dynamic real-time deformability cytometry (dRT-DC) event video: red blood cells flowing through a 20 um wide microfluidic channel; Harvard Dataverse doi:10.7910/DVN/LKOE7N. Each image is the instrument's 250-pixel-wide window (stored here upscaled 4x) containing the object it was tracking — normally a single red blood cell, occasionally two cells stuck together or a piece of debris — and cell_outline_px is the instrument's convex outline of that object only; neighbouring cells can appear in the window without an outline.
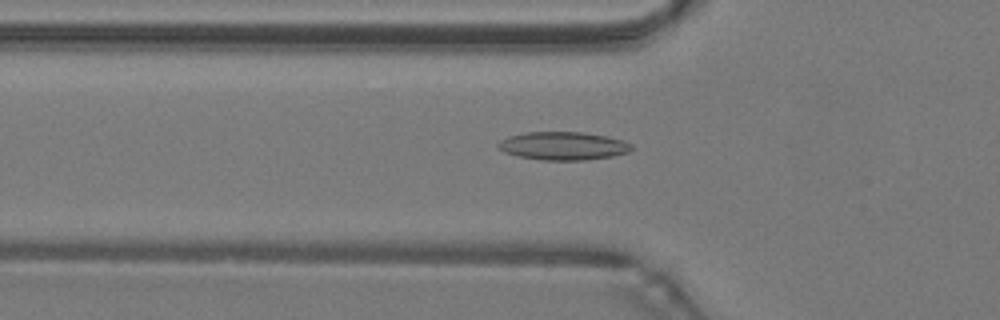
{"species": "common noctule bat (a hibernating species)", "species_latin": "Nyctalus noctula", "temperature_condition": "warm", "stored_images_in_passage": 49, "camera_frame_rate_fps": 3000, "um_per_image_px": 0.085, "animal": {"sex": "male", "body_mass_g": 19.2, "forearm_length_mm": 51.8}, "frame": {"image": 1, "passage_image": 17, "time_ms": 5.333, "image_size_px": [1000, 320], "cell_outline_px": [[632, 148], [628, 152], [612, 156], [584, 160], [540, 160], [520, 156], [504, 152], [496, 148], [496, 144], [500, 140], [508, 136], [524, 132], [584, 132], [624, 140], [632, 144]], "centroid_in_image_um": [47.83, 12.39], "position_along_channel_um": 78.0, "area_um2": 21.96}}
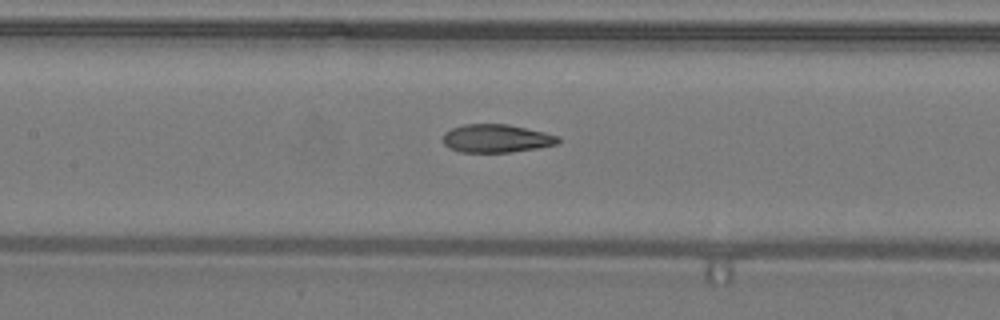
{"frame": {"image": 2, "passage_image": 23, "time_ms": 7.333, "image_size_px": [1000, 320], "cell_outline_px": [[560, 140], [556, 144], [540, 148], [508, 152], [460, 152], [448, 148], [444, 144], [444, 132], [452, 128], [464, 124], [508, 124], [544, 132], [560, 136]], "centroid_in_image_um": [42.2, 11.77], "position_along_channel_um": 165.2, "area_um2": 18.96}}
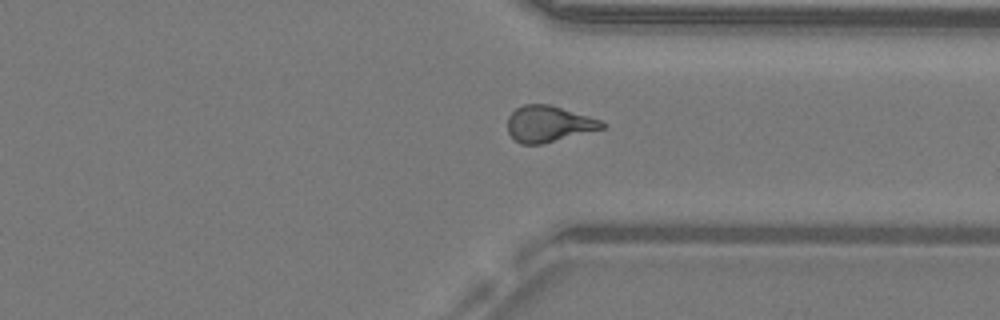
{"frame": {"image": 3, "passage_image": 37, "time_ms": 12.0, "image_size_px": [1000, 320], "cell_outline_px": [[604, 128], [540, 144], [520, 144], [508, 132], [508, 116], [516, 108], [524, 104], [548, 104], [588, 116], [600, 120], [604, 124]], "centroid_in_image_um": [46.59, 10.52], "position_along_channel_um": 364.8, "area_um2": 19.48}, "authors_computed_cell_mechanics": {"area_um2": 20.0566, "velocity_mm_per_s": 4.296, "shape_relaxation_time_tau1_ms": 7.1815, "shape_relaxation_time_tau2_ms": 1.9353, "deformation_change_tau1": 0.2259, "deformation_change_tau2": 0.098}}